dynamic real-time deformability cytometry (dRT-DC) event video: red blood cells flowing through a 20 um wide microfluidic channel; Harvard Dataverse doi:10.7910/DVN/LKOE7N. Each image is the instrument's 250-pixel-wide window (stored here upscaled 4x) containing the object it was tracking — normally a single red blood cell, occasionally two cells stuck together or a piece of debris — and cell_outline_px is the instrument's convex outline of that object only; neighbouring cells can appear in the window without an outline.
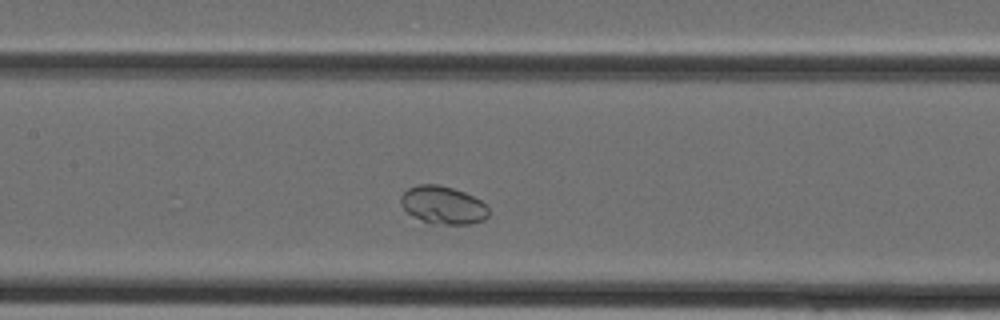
{"species": "Egyptian fruit bat (a non-hibernating species)", "species_latin": "Rousettus aegyptiacus", "temperature_condition": "cold", "stored_images_in_passage": 33, "camera_frame_rate_fps": 3000, "um_per_image_px": 0.085, "animal": {"sex": "female"}, "frame": {"image": 1, "passage_image": 12, "time_ms": 3.667, "image_size_px": [1000, 320], "cell_outline_px": [[488, 216], [484, 220], [468, 224], [436, 224], [424, 220], [408, 212], [400, 204], [400, 196], [408, 188], [420, 184], [436, 184], [452, 188], [464, 192], [480, 200], [488, 208]], "centroid_in_image_um": [37.66, 17.42], "position_along_channel_um": 169.7, "area_um2": 19.07}}
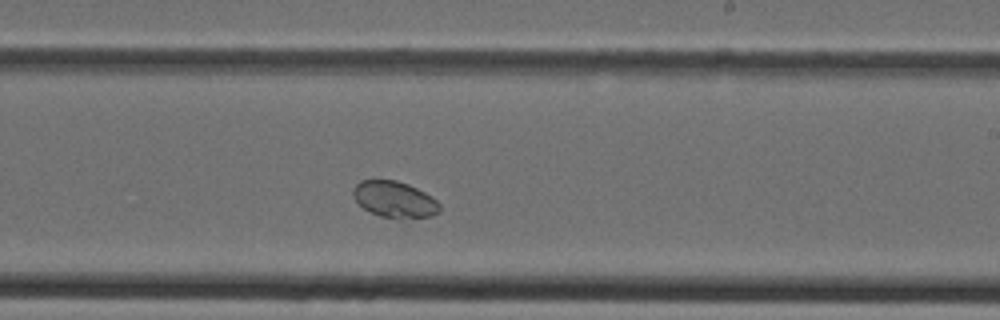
{"frame": {"image": 2, "passage_image": 17, "time_ms": 5.333, "image_size_px": [1000, 320], "cell_outline_px": [[440, 212], [432, 216], [380, 216], [364, 208], [356, 200], [352, 192], [356, 184], [360, 180], [396, 180], [408, 184], [432, 196], [440, 204]], "centroid_in_image_um": [33.54, 16.91], "position_along_channel_um": 255.5, "area_um2": 17.69}}
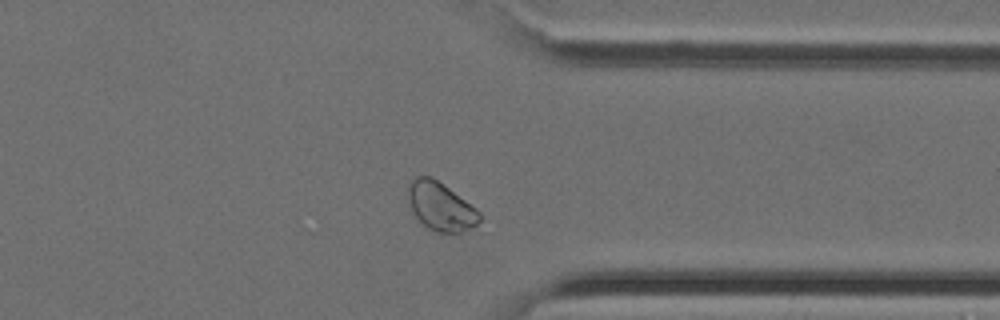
{"frame": {"image": 3, "passage_image": 24, "time_ms": 7.667, "image_size_px": [1000, 320], "cell_outline_px": [[480, 220], [472, 228], [460, 232], [436, 232], [428, 228], [416, 216], [408, 200], [408, 180], [416, 176], [428, 176], [436, 180], [448, 188], [476, 208], [480, 212]], "centroid_in_image_um": [37.44, 17.54], "position_along_channel_um": 374.0, "area_um2": 19.77}}